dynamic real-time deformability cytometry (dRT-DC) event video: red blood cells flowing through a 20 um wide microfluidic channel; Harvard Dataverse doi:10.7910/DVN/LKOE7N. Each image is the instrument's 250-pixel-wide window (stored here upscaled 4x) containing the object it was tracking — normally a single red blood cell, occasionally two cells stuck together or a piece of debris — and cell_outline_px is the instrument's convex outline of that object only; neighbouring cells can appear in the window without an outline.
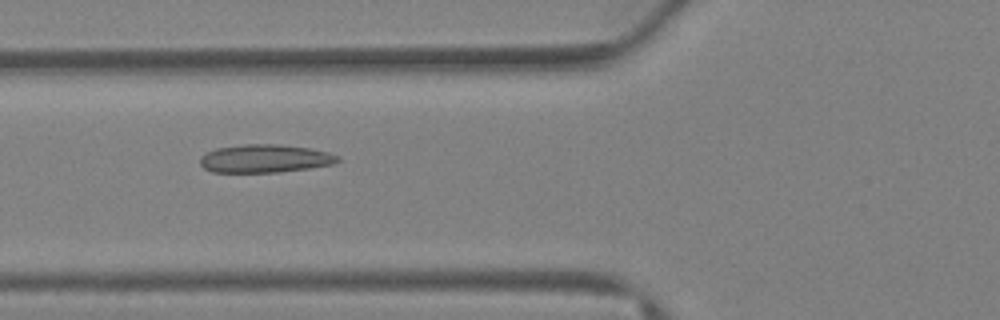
{"species": "Egyptian fruit bat (a non-hibernating species)", "species_latin": "Rousettus aegyptiacus", "temperature_condition": "warm", "stored_images_in_passage": 39, "camera_frame_rate_fps": 3000, "um_per_image_px": 0.085, "animal": {"sex": "female"}, "frame": {"image": 1, "passage_image": 15, "time_ms": 4.667, "image_size_px": [1000, 320], "cell_outline_px": [[340, 160], [332, 164], [308, 168], [280, 172], [212, 172], [204, 168], [200, 164], [200, 156], [216, 148], [244, 144], [280, 144], [312, 148], [328, 152], [340, 156]], "centroid_in_image_um": [22.53, 13.47], "position_along_channel_um": 103.3, "area_um2": 22.66}}
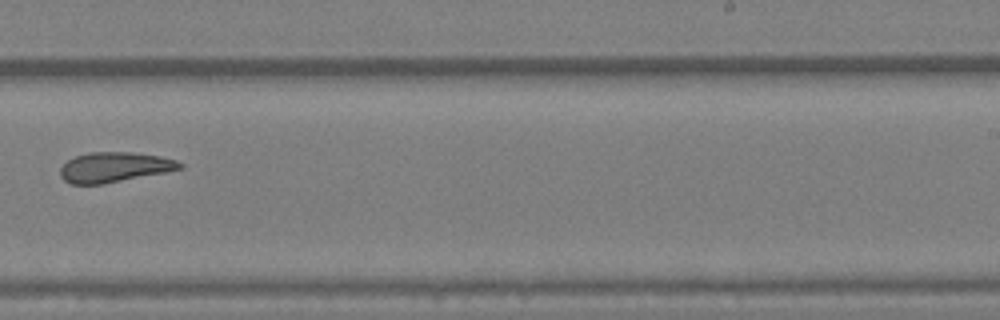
{"frame": {"image": 2, "passage_image": 25, "time_ms": 8.0, "image_size_px": [1000, 320], "cell_outline_px": [[184, 168], [168, 172], [104, 184], [72, 184], [64, 180], [60, 176], [60, 168], [68, 160], [76, 156], [88, 152], [132, 152], [160, 156], [176, 160], [184, 164]], "centroid_in_image_um": [9.76, 14.21], "position_along_channel_um": 279.2, "area_um2": 21.1}}
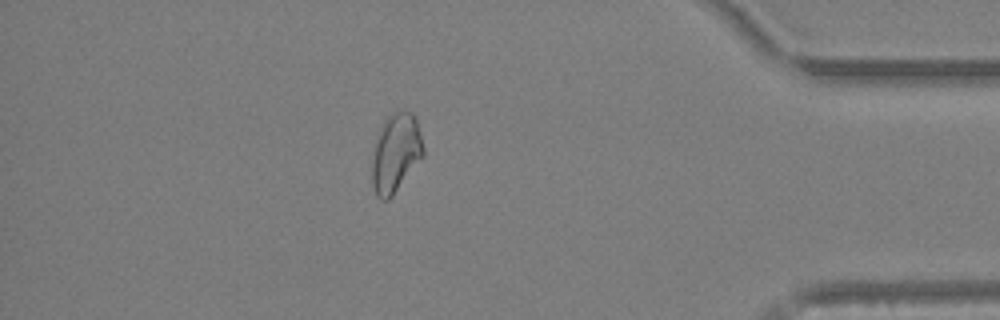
{"frame": {"image": 3, "passage_image": 34, "time_ms": 11.0, "image_size_px": [1000, 320], "cell_outline_px": [[424, 156], [392, 196], [388, 200], [380, 200], [376, 196], [372, 184], [372, 160], [376, 136], [380, 124], [392, 112], [412, 112], [416, 120], [420, 132], [424, 148]], "centroid_in_image_um": [33.62, 13.01], "position_along_channel_um": 401.6, "area_um2": 23.7}}